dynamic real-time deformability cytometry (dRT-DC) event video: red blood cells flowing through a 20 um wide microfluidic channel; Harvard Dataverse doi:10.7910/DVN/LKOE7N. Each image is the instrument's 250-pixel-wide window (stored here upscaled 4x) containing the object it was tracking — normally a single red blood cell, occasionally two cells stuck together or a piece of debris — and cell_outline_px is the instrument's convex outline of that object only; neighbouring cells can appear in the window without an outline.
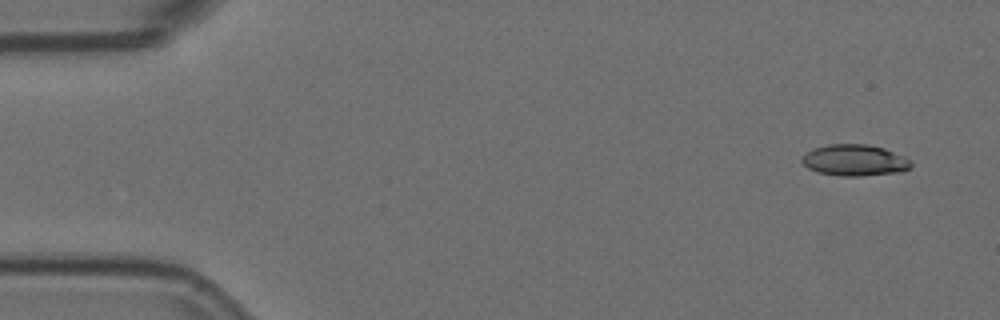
{"species": "Egyptian fruit bat (a non-hibernating species)", "species_latin": "Rousettus aegyptiacus", "temperature_condition": "room temperature", "stored_images_in_passage": 6, "camera_frame_rate_fps": 3000, "um_per_image_px": 0.085, "animal": {"sex": "female"}, "frame": {"image": 1, "passage_image": 6, "time_ms": 1.667, "image_size_px": [1000, 320], "cell_outline_px": [[912, 168], [900, 172], [860, 176], [840, 176], [816, 172], [808, 168], [800, 160], [800, 156], [804, 152], [812, 148], [828, 144], [864, 144], [884, 148], [904, 156], [912, 164]], "centroid_in_image_um": [72.59, 13.62], "position_along_channel_um": 12.4, "area_um2": 20.17}}